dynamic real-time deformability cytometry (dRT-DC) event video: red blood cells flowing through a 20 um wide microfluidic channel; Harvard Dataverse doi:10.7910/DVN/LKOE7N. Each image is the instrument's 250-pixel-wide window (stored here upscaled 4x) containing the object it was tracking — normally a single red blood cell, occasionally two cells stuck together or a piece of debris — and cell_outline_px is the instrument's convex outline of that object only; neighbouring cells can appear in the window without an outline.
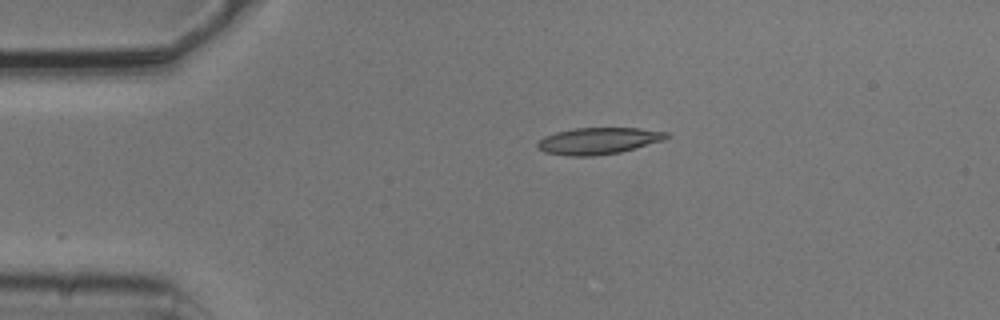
{"species": "common noctule bat (a hibernating species)", "species_latin": "Nyctalus noctula", "temperature_condition": "cold", "stored_images_in_passage": 2, "camera_frame_rate_fps": 3000, "um_per_image_px": 0.085, "animal": {"sex": "male", "body_mass_g": 20.5, "forearm_length_mm": 52.5}, "frame": {"image": 1, "passage_image": 1, "time_ms": 0.0, "image_size_px": [1000, 320], "cell_outline_px": [[672, 136], [664, 140], [620, 152], [592, 156], [568, 156], [544, 152], [536, 148], [536, 144], [544, 136], [556, 132], [572, 128], [640, 128], [668, 132]], "centroid_in_image_um": [50.86, 11.97], "position_along_channel_um": 34.1, "area_um2": 20.17}}